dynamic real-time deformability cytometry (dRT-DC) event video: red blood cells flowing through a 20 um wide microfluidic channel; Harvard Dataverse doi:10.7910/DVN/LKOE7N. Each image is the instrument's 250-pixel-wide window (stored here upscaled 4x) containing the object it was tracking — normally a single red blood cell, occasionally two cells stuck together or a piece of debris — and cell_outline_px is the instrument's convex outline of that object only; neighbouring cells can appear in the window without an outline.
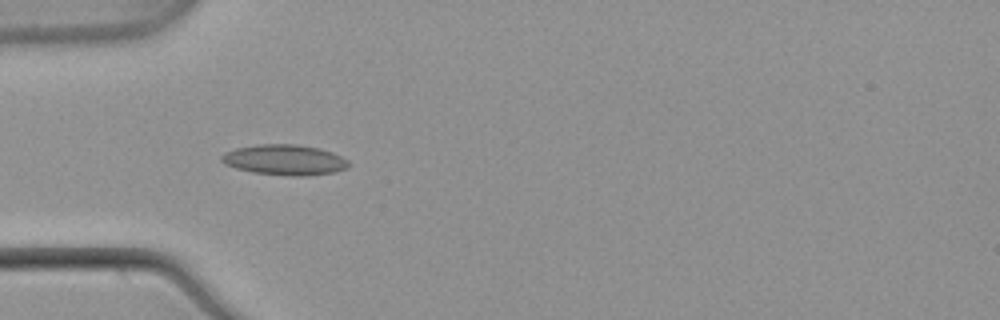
{"species": "common noctule bat (a hibernating species)", "species_latin": "Nyctalus noctula", "temperature_condition": "warm", "stored_images_in_passage": 12, "camera_frame_rate_fps": 3000, "um_per_image_px": 0.085, "animal": {"sex": "male", "body_mass_g": 21.5, "forearm_length_mm": 52.0}, "frame": {"image": 1, "passage_image": 3, "time_ms": 0.667, "image_size_px": [1000, 320], "cell_outline_px": [[352, 164], [348, 168], [336, 172], [304, 176], [288, 176], [252, 172], [236, 168], [224, 164], [220, 160], [220, 156], [224, 152], [236, 148], [260, 144], [296, 144], [320, 148], [332, 152], [348, 160]], "centroid_in_image_um": [24.21, 13.59], "position_along_channel_um": 60.8, "area_um2": 22.83}}